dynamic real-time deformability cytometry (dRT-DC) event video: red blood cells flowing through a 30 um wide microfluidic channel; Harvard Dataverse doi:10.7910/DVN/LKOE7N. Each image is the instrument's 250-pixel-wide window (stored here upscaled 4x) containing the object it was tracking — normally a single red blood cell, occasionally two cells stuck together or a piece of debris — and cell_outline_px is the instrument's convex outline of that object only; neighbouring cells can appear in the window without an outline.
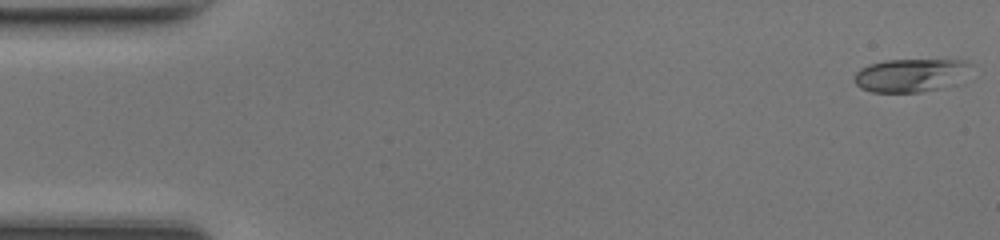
{"species": "common noctule bat (a hibernating species)", "species_latin": "Nyctalus noctula", "temperature_condition": "room temperature", "stored_images_in_passage": 48, "camera_frame_rate_fps": 3000, "um_per_image_px": 0.085, "animal": {"sex": "female", "body_mass_g": 17.0, "forearm_length_mm": 48.0}, "frame": {"image": 1, "passage_image": 1, "time_ms": 0.0, "image_size_px": [1000, 240], "cell_outline_px": [[972, 64], [956, 84], [940, 88], [920, 92], [872, 92], [860, 88], [856, 84], [856, 72], [860, 68], [868, 64], [884, 60], [964, 60]], "centroid_in_image_um": [77.38, 6.39], "position_along_channel_um": 7.6, "area_um2": 22.43}}
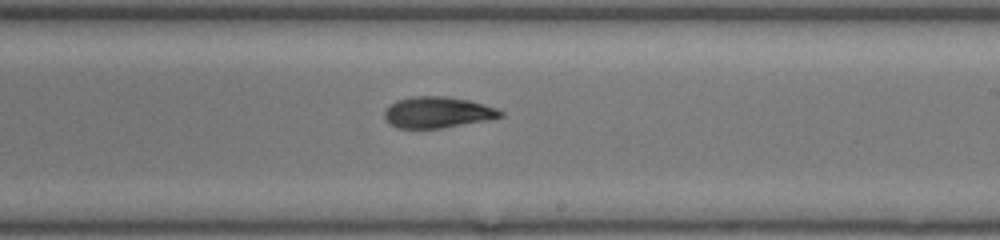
{"frame": {"image": 2, "passage_image": 28, "time_ms": 9.0, "image_size_px": [1000, 240], "cell_outline_px": [[504, 116], [488, 120], [440, 128], [396, 128], [388, 124], [384, 116], [384, 112], [396, 100], [412, 96], [444, 96], [468, 100], [484, 104], [496, 108], [504, 112]], "centroid_in_image_um": [37.19, 9.55], "position_along_channel_um": 251.8, "area_um2": 21.04}}
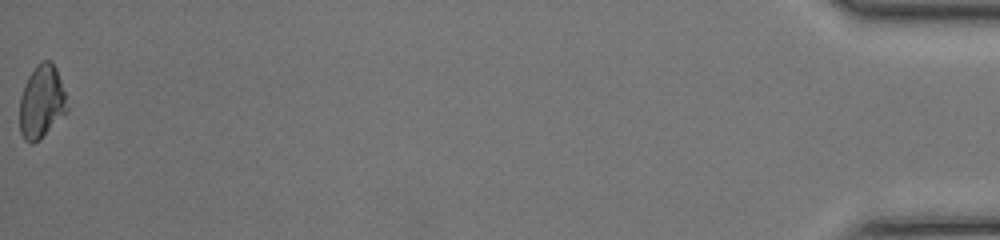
{"frame": {"image": 3, "passage_image": 48, "time_ms": 15.667, "image_size_px": [1000, 240], "cell_outline_px": [[68, 112], [32, 144], [24, 140], [20, 132], [20, 96], [24, 84], [28, 76], [36, 64], [44, 60], [52, 60], [56, 68], [64, 92], [68, 108]], "centroid_in_image_um": [3.52, 8.62], "position_along_channel_um": 431.7, "area_um2": 20.06}, "authors_computed_cell_mechanics": {"area_um2": 20.8947, "velocity_mm_per_s": 4.3365, "shape_relaxation_time_tau1_ms": 4.6317, "shape_relaxation_time_tau2_ms": 2.4061, "deformation_change_tau1": 0.1911, "deformation_change_tau2": 0.0902}}